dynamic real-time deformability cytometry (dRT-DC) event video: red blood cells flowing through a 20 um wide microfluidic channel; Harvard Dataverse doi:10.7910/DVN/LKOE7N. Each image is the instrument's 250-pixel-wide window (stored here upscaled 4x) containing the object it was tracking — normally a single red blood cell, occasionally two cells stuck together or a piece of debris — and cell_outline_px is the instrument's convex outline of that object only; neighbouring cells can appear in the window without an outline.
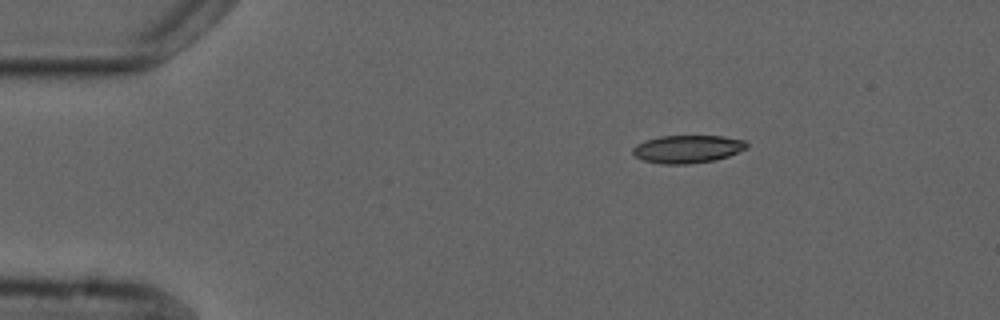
{"species": "common noctule bat (a hibernating species)", "species_latin": "Nyctalus noctula", "temperature_condition": "cold", "stored_images_in_passage": 3, "camera_frame_rate_fps": 3000, "um_per_image_px": 0.085, "animal": {"sex": "male", "forearm_length_mm": 52.5}, "frame": {"image": 1, "passage_image": 1, "time_ms": 0.0, "image_size_px": [1000, 320], "cell_outline_px": [[748, 148], [728, 156], [712, 160], [688, 164], [660, 164], [644, 160], [636, 156], [632, 152], [632, 148], [636, 144], [644, 140], [660, 136], [720, 136], [744, 140], [748, 144]], "centroid_in_image_um": [58.42, 12.66], "position_along_channel_um": 26.6, "area_um2": 18.44}}